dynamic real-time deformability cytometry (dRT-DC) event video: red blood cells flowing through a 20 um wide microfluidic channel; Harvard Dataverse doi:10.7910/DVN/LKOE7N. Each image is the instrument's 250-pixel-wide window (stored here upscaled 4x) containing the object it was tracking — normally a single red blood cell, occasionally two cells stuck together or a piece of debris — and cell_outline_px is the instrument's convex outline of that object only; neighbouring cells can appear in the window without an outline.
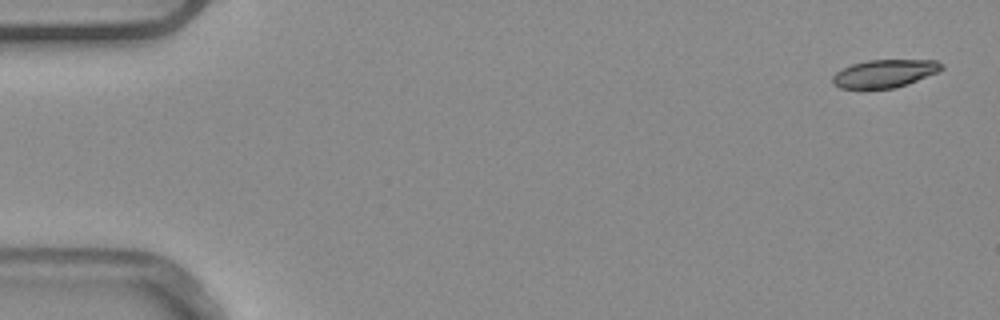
{"species": "common noctule bat (a hibernating species)", "species_latin": "Nyctalus noctula", "temperature_condition": "warm", "stored_images_in_passage": 8, "camera_frame_rate_fps": 3000, "um_per_image_px": 0.085, "animal": {"sex": "male", "body_mass_g": 20.4}, "frame": {"image": 1, "passage_image": 1, "time_ms": 0.0, "image_size_px": [1000, 320], "cell_outline_px": [[944, 68], [936, 72], [908, 84], [892, 88], [840, 88], [832, 84], [832, 76], [836, 72], [852, 64], [868, 60], [936, 60], [944, 64]], "centroid_in_image_um": [75.18, 6.24], "position_along_channel_um": 9.8, "area_um2": 17.57}}
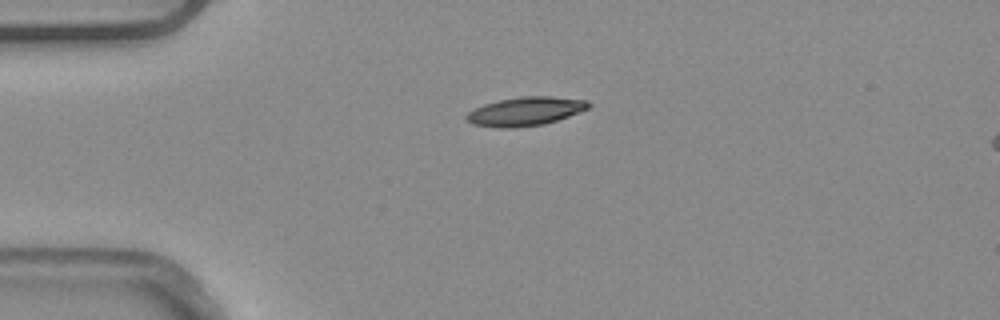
{"frame": {"image": 2, "passage_image": 4, "time_ms": 1.0, "image_size_px": [1000, 320], "cell_outline_px": [[592, 104], [588, 108], [580, 112], [544, 124], [508, 128], [504, 128], [472, 124], [464, 116], [468, 112], [484, 104], [500, 100], [524, 96], [548, 96], [588, 100]], "centroid_in_image_um": [44.68, 9.46], "position_along_channel_um": 40.3, "area_um2": 20.17}}